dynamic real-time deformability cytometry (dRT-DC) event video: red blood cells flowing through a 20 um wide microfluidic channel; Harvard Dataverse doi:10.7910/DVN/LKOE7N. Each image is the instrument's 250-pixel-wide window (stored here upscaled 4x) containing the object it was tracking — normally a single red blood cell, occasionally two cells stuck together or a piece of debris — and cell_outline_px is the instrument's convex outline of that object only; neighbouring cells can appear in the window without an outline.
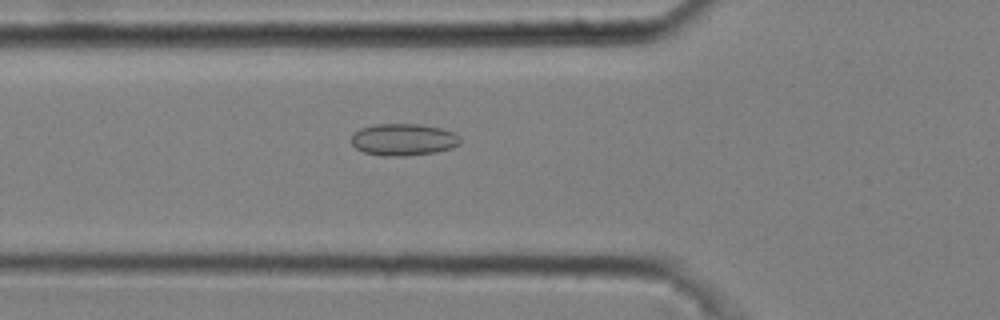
{"species": "common noctule bat (a hibernating species)", "species_latin": "Nyctalus noctula", "temperature_condition": "cold", "stored_images_in_passage": 49, "camera_frame_rate_fps": 3000, "um_per_image_px": 0.085, "animal": {"sex": "male", "body_mass_g": 20.4}, "frame": {"image": 1, "passage_image": 19, "time_ms": 6.0, "image_size_px": [1000, 320], "cell_outline_px": [[460, 144], [452, 148], [436, 152], [404, 156], [384, 156], [364, 152], [356, 148], [352, 144], [352, 136], [360, 128], [376, 124], [420, 124], [444, 128], [460, 136]], "centroid_in_image_um": [34.32, 11.86], "position_along_channel_um": 91.5, "area_um2": 20.35}}
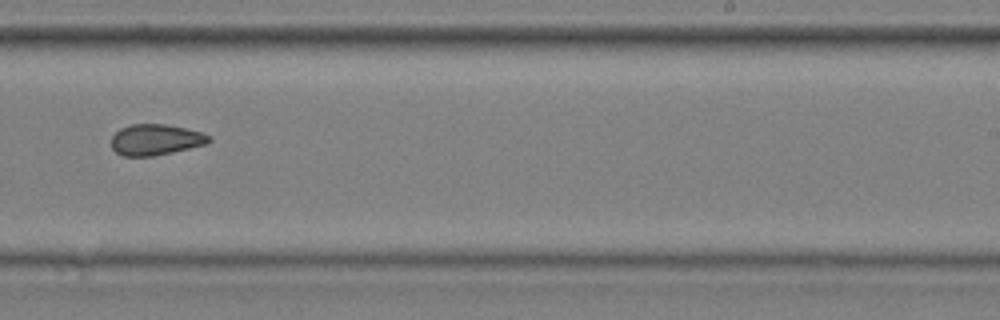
{"frame": {"image": 2, "passage_image": 34, "time_ms": 11.0, "image_size_px": [1000, 320], "cell_outline_px": [[212, 140], [208, 144], [172, 152], [152, 156], [124, 156], [116, 152], [112, 148], [112, 136], [120, 128], [132, 124], [164, 124], [184, 128], [200, 132], [212, 136]], "centroid_in_image_um": [13.25, 11.87], "position_along_channel_um": 275.8, "area_um2": 17.57}}
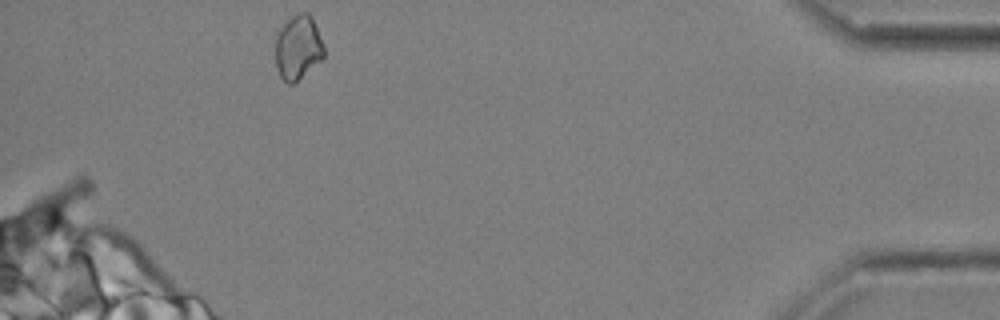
{"frame": {"image": 3, "passage_image": 49, "time_ms": 16.0, "image_size_px": [1000, 320], "cell_outline_px": [[324, 56], [320, 60], [292, 84], [288, 84], [280, 76], [276, 68], [276, 32], [296, 12], [308, 12], [312, 16], [324, 48]], "centroid_in_image_um": [25.31, 4.0], "position_along_channel_um": 409.9, "area_um2": 17.98}, "authors_computed_cell_mechanics": {"area_um2": 18.6116, "velocity_mm_per_s": 3.6815, "shape_relaxation_time_tau1_ms": null, "shape_relaxation_time_tau2_ms": 3.7959, "deformation_change_tau1": null, "deformation_change_tau2": 0.0913}}